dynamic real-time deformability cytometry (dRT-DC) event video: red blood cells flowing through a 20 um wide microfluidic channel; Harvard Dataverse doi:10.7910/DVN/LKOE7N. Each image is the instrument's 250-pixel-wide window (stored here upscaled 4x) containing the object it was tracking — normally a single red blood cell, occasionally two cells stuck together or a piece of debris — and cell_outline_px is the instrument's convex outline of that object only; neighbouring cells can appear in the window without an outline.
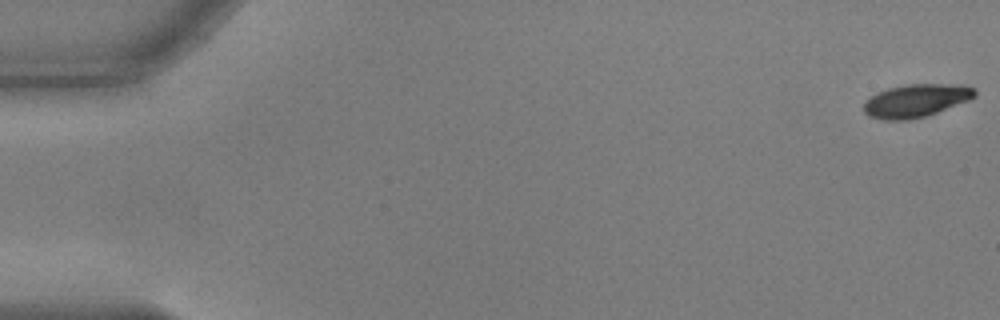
{"species": "common noctule bat (a hibernating species)", "species_latin": "Nyctalus noctula", "temperature_condition": "warm", "stored_images_in_passage": 56, "camera_frame_rate_fps": 3000, "um_per_image_px": 0.085, "animal": {"sex": "male", "body_mass_g": 17.9, "forearm_length_mm": 54.2}, "frame": {"image": 1, "passage_image": 1, "time_ms": 0.0, "image_size_px": [1000, 320], "cell_outline_px": [[976, 96], [968, 100], [936, 112], [924, 116], [908, 120], [884, 120], [868, 116], [864, 112], [864, 104], [872, 96], [888, 88], [908, 84], [940, 84], [976, 88]], "centroid_in_image_um": [77.83, 8.56], "position_along_channel_um": 7.2, "area_um2": 20.81}}
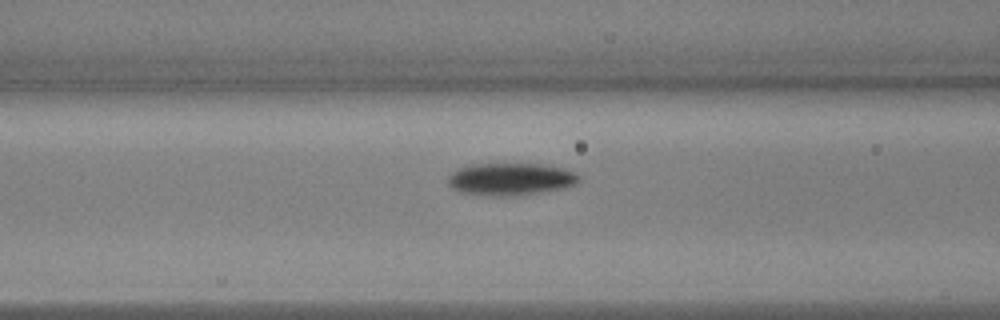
{"frame": {"image": 2, "passage_image": 23, "time_ms": 7.333, "image_size_px": [1000, 320], "cell_outline_px": [[580, 180], [576, 184], [564, 188], [520, 196], [488, 196], [460, 192], [452, 188], [448, 184], [448, 176], [452, 172], [468, 164], [540, 164], [564, 168], [576, 172], [580, 176]], "centroid_in_image_um": [43.42, 15.23], "position_along_channel_um": 123.2, "area_um2": 25.03}}
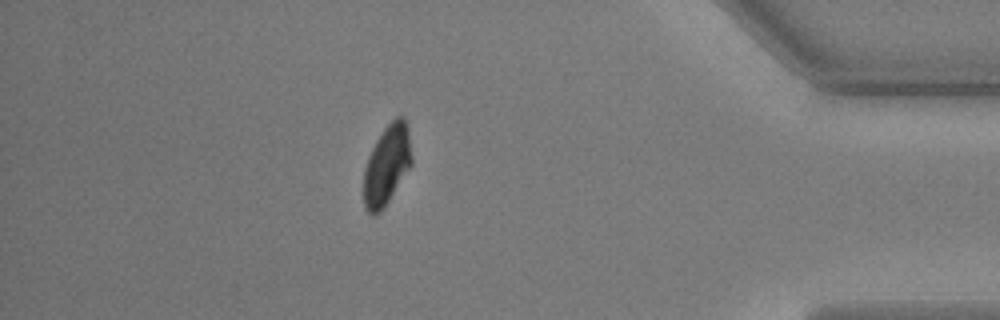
{"frame": {"image": 3, "passage_image": 49, "time_ms": 16.0, "image_size_px": [1000, 320], "cell_outline_px": [[412, 164], [384, 208], [380, 212], [372, 216], [364, 208], [364, 168], [368, 156], [376, 140], [384, 128], [396, 116], [404, 116], [408, 124], [412, 156]], "centroid_in_image_um": [32.89, 14.01], "position_along_channel_um": 402.3, "area_um2": 22.54}, "authors_computed_cell_mechanics": {"area_um2": 23.1489, "velocity_mm_per_s": 3.6655, "shape_relaxation_time_tau1_ms": 2.5104, "shape_relaxation_time_tau2_ms": null, "deformation_change_tau1": 0.143, "deformation_change_tau2": null}}